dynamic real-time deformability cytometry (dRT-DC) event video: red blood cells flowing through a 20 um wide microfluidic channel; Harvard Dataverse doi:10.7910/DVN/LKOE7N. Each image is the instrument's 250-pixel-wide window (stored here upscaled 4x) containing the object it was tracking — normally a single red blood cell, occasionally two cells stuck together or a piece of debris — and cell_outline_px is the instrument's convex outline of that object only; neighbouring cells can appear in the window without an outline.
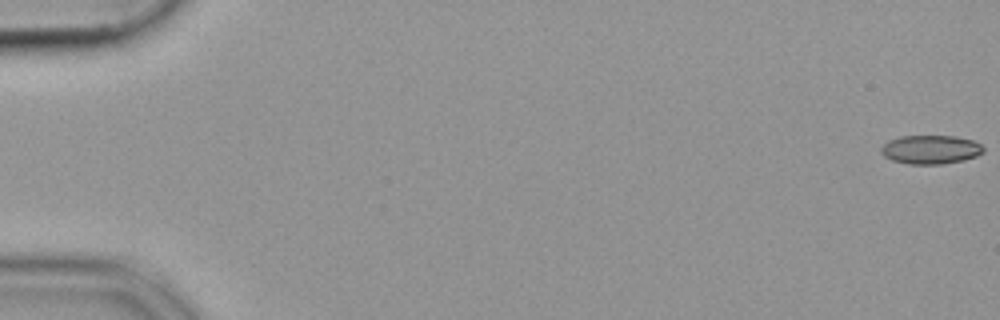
{"species": "common noctule bat (a hibernating species)", "species_latin": "Nyctalus noctula", "temperature_condition": "cold", "stored_images_in_passage": 54, "camera_frame_rate_fps": 3000, "um_per_image_px": 0.085, "animal": {"sex": "female", "body_mass_g": 19.9}, "frame": {"image": 1, "passage_image": 1, "time_ms": 0.0, "image_size_px": [1000, 320], "cell_outline_px": [[984, 152], [976, 156], [964, 160], [940, 164], [908, 164], [892, 160], [884, 156], [880, 152], [880, 148], [888, 140], [900, 136], [956, 136], [972, 140], [980, 144], [984, 148]], "centroid_in_image_um": [79.09, 12.71], "position_along_channel_um": 5.9, "area_um2": 17.22}}
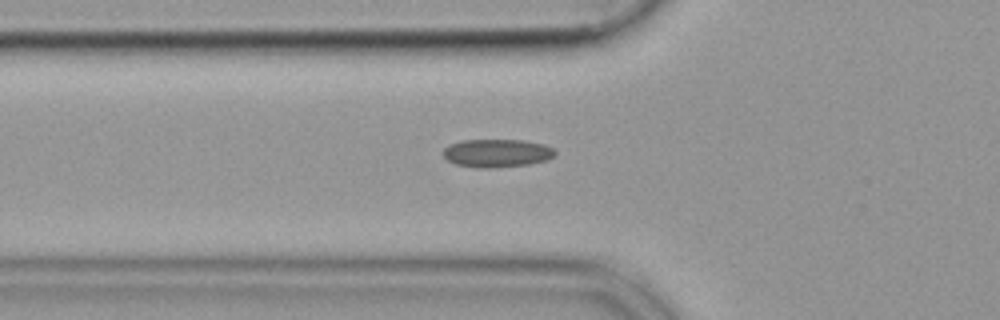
{"frame": {"image": 2, "passage_image": 20, "time_ms": 6.333, "image_size_px": [1000, 320], "cell_outline_px": [[556, 156], [548, 160], [528, 164], [492, 168], [476, 168], [456, 164], [448, 160], [444, 156], [444, 148], [448, 144], [464, 140], [524, 140], [544, 144], [552, 148], [556, 152]], "centroid_in_image_um": [42.26, 13.01], "position_along_channel_um": 83.5, "area_um2": 18.44}}
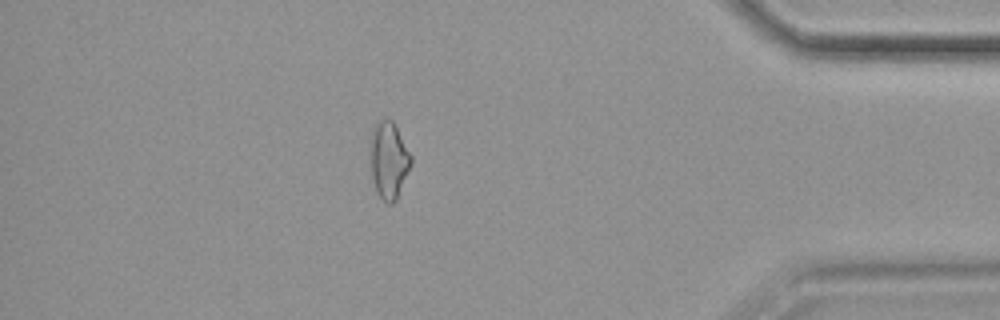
{"frame": {"image": 3, "passage_image": 48, "time_ms": 15.667, "image_size_px": [1000, 320], "cell_outline_px": [[412, 164], [396, 200], [392, 204], [388, 204], [376, 192], [372, 180], [368, 140], [376, 124], [380, 120], [388, 116], [392, 120], [412, 156]], "centroid_in_image_um": [33.02, 13.6], "position_along_channel_um": 402.2, "area_um2": 18.61}}